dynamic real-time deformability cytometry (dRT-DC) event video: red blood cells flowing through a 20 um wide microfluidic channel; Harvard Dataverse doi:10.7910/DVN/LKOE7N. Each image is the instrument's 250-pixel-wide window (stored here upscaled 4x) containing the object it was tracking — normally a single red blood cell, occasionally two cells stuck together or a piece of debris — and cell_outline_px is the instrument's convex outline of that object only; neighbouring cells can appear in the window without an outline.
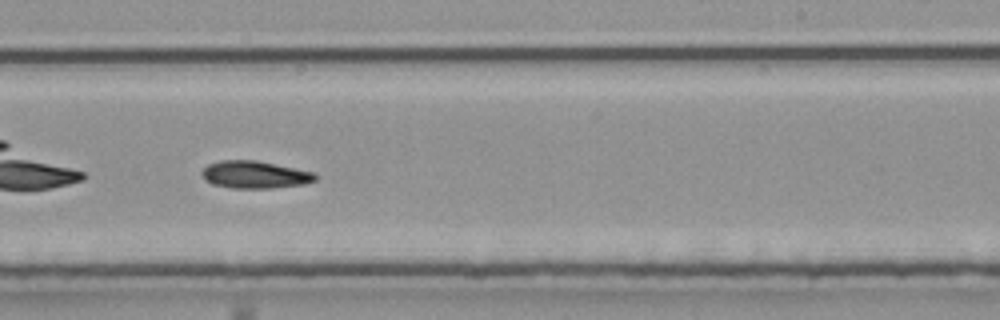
{"species": "common noctule bat (a hibernating species)", "species_latin": "Nyctalus noctula", "temperature_condition": "room temperature", "stored_images_in_passage": 30, "camera_frame_rate_fps": 3000, "um_per_image_px": 0.085, "animal": {"sex": "male", "body_mass_g": 20.4}, "frame": {"image": 1, "passage_image": 13, "time_ms": 4.0, "image_size_px": [1000, 320], "cell_outline_px": [[320, 176], [316, 180], [304, 184], [272, 188], [232, 188], [216, 184], [204, 180], [200, 172], [208, 164], [220, 160], [256, 160], [316, 172]], "centroid_in_image_um": [21.7, 14.84], "position_along_channel_um": 267.3, "area_um2": 18.26}}
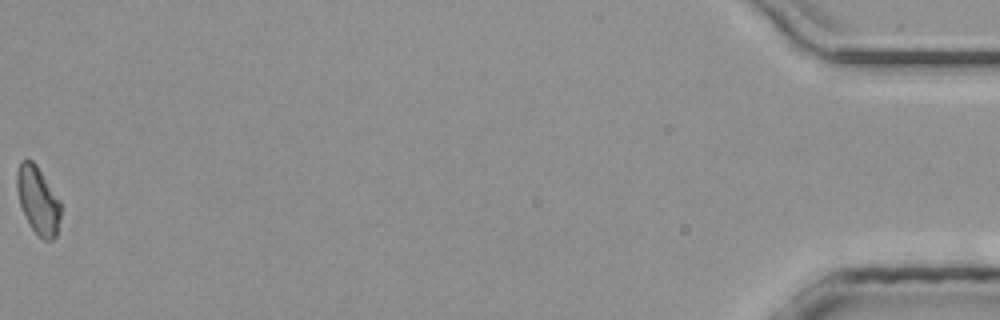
{"frame": {"image": 2, "passage_image": 30, "time_ms": 9.667, "image_size_px": [1000, 320], "cell_outline_px": [[60, 216], [56, 236], [52, 240], [44, 240], [32, 228], [20, 204], [16, 184], [16, 172], [20, 160], [32, 160], [36, 164], [60, 200]], "centroid_in_image_um": [3.22, 16.99], "position_along_channel_um": 432.0, "area_um2": 16.99}}